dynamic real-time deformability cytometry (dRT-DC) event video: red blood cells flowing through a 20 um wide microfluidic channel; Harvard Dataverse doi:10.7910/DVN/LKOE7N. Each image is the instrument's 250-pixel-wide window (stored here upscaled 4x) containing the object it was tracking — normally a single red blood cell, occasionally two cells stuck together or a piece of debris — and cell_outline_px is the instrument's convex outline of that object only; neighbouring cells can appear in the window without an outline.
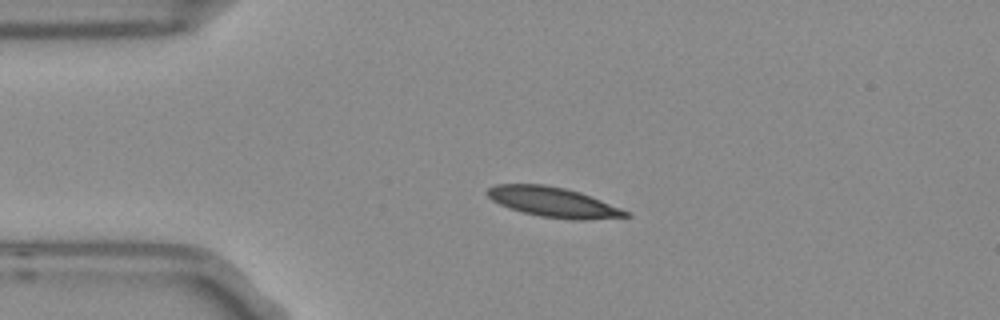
{"species": "Egyptian fruit bat (a non-hibernating species)", "species_latin": "Rousettus aegyptiacus", "temperature_condition": "room temperature", "stored_images_in_passage": 5, "camera_frame_rate_fps": 3000, "um_per_image_px": 0.085, "frame": {"image": 1, "passage_image": 3, "time_ms": 0.667, "image_size_px": [1000, 320], "cell_outline_px": [[632, 216], [584, 220], [572, 220], [540, 216], [524, 212], [500, 204], [492, 200], [484, 192], [488, 188], [496, 184], [544, 184], [564, 188], [580, 192], [620, 208], [628, 212]], "centroid_in_image_um": [47.01, 17.17], "position_along_channel_um": 38.0, "area_um2": 23.87}}
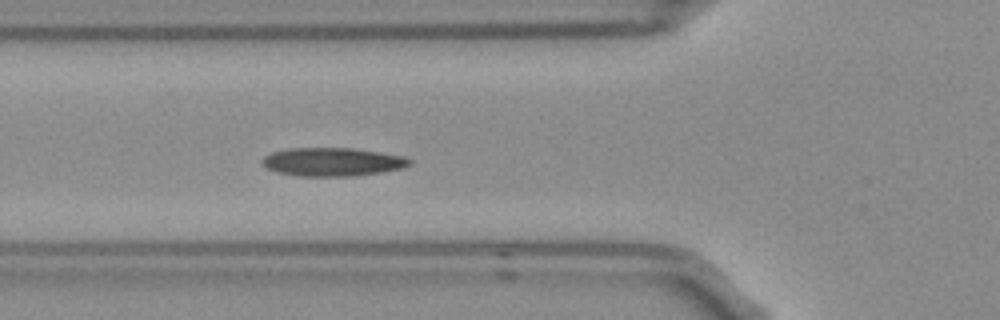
{"frame": {"image": 2, "passage_image": 5, "time_ms": 1.333, "image_size_px": [1000, 320], "cell_outline_px": [[412, 164], [400, 168], [380, 172], [352, 176], [300, 176], [276, 172], [268, 168], [260, 160], [264, 156], [272, 152], [288, 148], [352, 148], [404, 156], [412, 160]], "centroid_in_image_um": [28.24, 13.75], "position_along_channel_um": 97.6, "area_um2": 24.28}}